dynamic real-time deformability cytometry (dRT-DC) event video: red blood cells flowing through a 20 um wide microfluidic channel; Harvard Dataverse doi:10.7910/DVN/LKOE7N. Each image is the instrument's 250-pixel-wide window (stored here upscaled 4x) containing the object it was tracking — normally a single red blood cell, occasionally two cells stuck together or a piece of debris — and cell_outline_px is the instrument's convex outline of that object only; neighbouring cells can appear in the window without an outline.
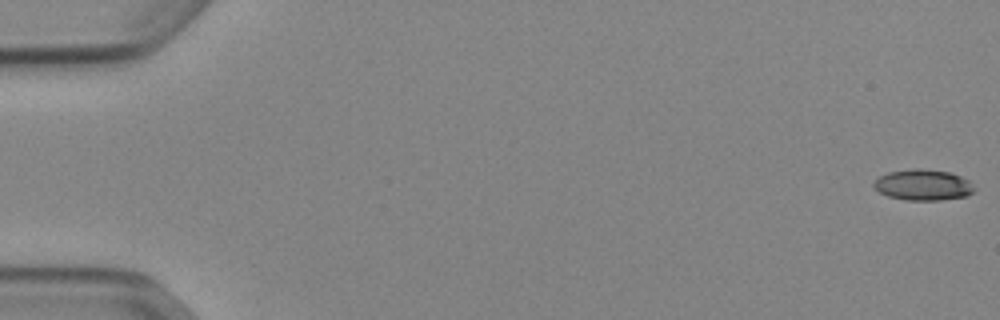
{"species": "Egyptian fruit bat (a non-hibernating species)", "species_latin": "Rousettus aegyptiacus", "temperature_condition": "cold", "stored_images_in_passage": 53, "camera_frame_rate_fps": 3000, "um_per_image_px": 0.085, "animal": {"sex": "female"}, "frame": {"image": 1, "passage_image": 1, "time_ms": 0.0, "image_size_px": [1000, 320], "cell_outline_px": [[972, 192], [968, 196], [940, 200], [904, 200], [888, 196], [880, 192], [872, 184], [880, 176], [888, 172], [912, 168], [920, 168], [948, 172], [960, 176], [968, 180], [972, 188]], "centroid_in_image_um": [78.43, 15.72], "position_along_channel_um": 6.6, "area_um2": 17.92}}
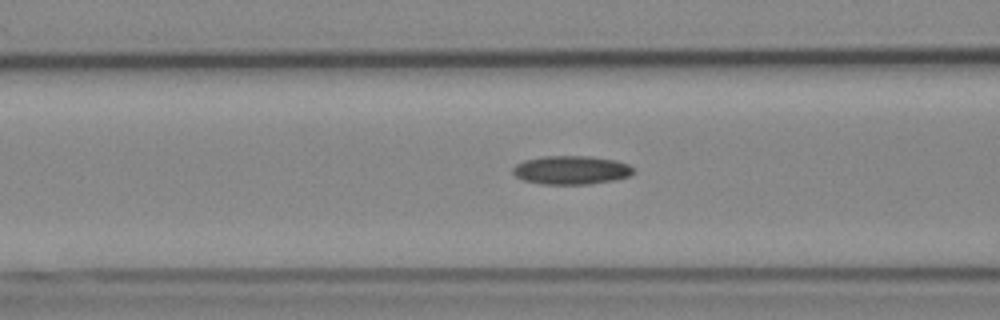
{"frame": {"image": 2, "passage_image": 22, "time_ms": 7.0, "image_size_px": [1000, 320], "cell_outline_px": [[636, 172], [628, 176], [616, 180], [592, 184], [540, 184], [524, 180], [516, 176], [512, 172], [512, 168], [516, 164], [524, 160], [544, 156], [588, 156], [616, 160], [628, 164]], "centroid_in_image_um": [48.56, 14.46], "position_along_channel_um": 118.0, "area_um2": 20.23}}
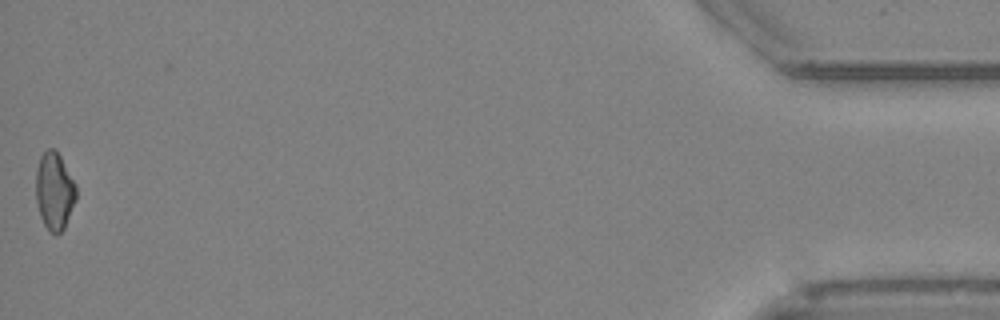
{"frame": {"image": 3, "passage_image": 53, "time_ms": 17.333, "image_size_px": [1000, 320], "cell_outline_px": [[76, 200], [64, 228], [56, 236], [48, 232], [40, 216], [36, 200], [36, 172], [40, 156], [48, 148], [52, 148], [60, 156], [76, 184]], "centroid_in_image_um": [4.62, 16.28], "position_along_channel_um": 430.6, "area_um2": 18.21}}